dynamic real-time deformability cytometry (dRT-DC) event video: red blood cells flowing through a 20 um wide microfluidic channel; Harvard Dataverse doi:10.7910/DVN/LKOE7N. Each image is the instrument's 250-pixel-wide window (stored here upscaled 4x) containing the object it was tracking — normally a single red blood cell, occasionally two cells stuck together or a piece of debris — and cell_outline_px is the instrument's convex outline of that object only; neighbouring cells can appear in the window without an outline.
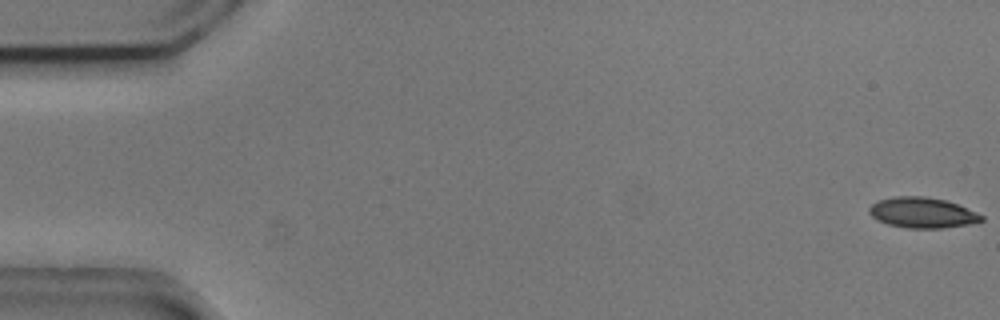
{"species": "common noctule bat (a hibernating species)", "species_latin": "Nyctalus noctula", "temperature_condition": "cold", "stored_images_in_passage": 55, "camera_frame_rate_fps": 3000, "um_per_image_px": 0.085, "animal": {"sex": "male", "body_mass_g": 20.5, "forearm_length_mm": 52.5}, "frame": {"image": 1, "passage_image": 1, "time_ms": 0.0, "image_size_px": [1000, 320], "cell_outline_px": [[984, 220], [968, 224], [940, 228], [908, 228], [888, 224], [872, 216], [868, 212], [868, 208], [876, 200], [896, 196], [924, 196], [944, 200], [956, 204], [976, 212], [984, 216]], "centroid_in_image_um": [78.37, 18.07], "position_along_channel_um": 6.6, "area_um2": 19.77}}
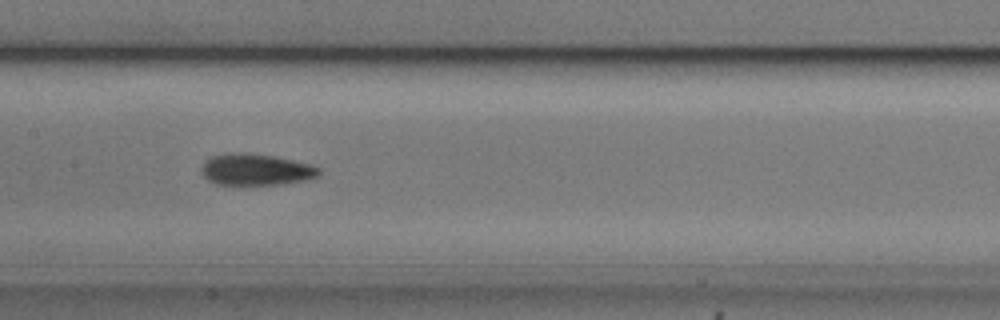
{"frame": {"image": 2, "passage_image": 27, "time_ms": 8.667, "image_size_px": [1000, 320], "cell_outline_px": [[320, 176], [308, 180], [284, 184], [240, 188], [216, 184], [208, 180], [200, 172], [200, 168], [212, 156], [236, 152], [248, 152], [272, 156], [312, 164], [320, 168]], "centroid_in_image_um": [21.76, 14.47], "position_along_channel_um": 185.6, "area_um2": 22.6}}
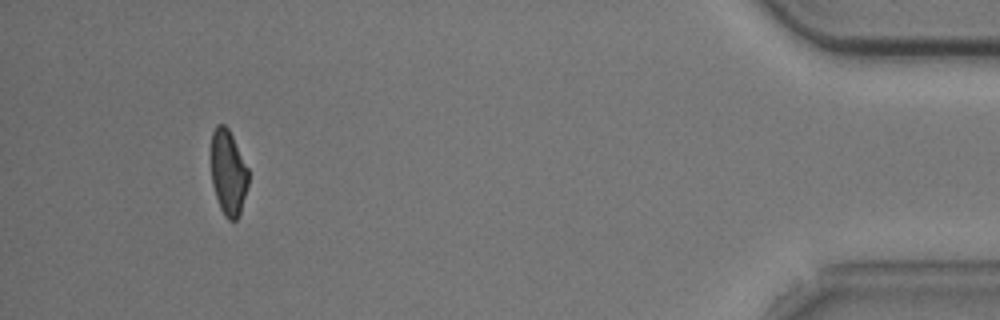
{"frame": {"image": 3, "passage_image": 51, "time_ms": 16.667, "image_size_px": [1000, 320], "cell_outline_px": [[248, 184], [240, 216], [236, 220], [228, 220], [224, 216], [220, 208], [212, 184], [212, 132], [216, 124], [224, 124], [228, 128], [248, 168]], "centroid_in_image_um": [19.41, 14.7], "position_along_channel_um": 415.8, "area_um2": 18.44}, "authors_computed_cell_mechanics": {"area_um2": 20.6924, "velocity_mm_per_s": 3.7214, "shape_relaxation_time_tau1_ms": 3.998, "shape_relaxation_time_tau2_ms": 6.0419, "deformation_change_tau1": 0.1287, "deformation_change_tau2": 0.133}}